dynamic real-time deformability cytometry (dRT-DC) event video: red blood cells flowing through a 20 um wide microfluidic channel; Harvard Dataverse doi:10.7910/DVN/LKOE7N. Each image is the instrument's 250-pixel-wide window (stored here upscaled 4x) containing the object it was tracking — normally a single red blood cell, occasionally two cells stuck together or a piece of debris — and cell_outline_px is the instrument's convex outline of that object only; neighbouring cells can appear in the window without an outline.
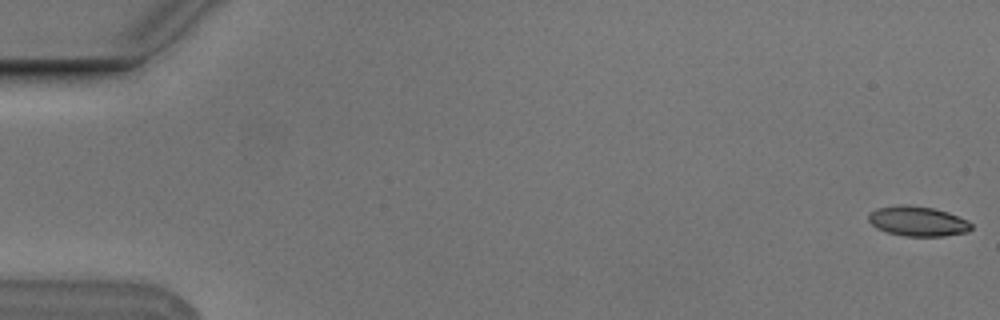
{"species": "Egyptian fruit bat (a non-hibernating species)", "species_latin": "Rousettus aegyptiacus", "temperature_condition": "cold", "stored_images_in_passage": 55, "camera_frame_rate_fps": 3000, "um_per_image_px": 0.085, "animal": {"sex": "male"}, "frame": {"image": 1, "passage_image": 1, "time_ms": 0.0, "image_size_px": [1000, 320], "cell_outline_px": [[972, 228], [968, 232], [944, 236], [908, 236], [888, 232], [872, 224], [868, 220], [868, 216], [876, 208], [896, 204], [908, 204], [932, 208], [948, 212], [968, 220], [972, 224]], "centroid_in_image_um": [78.04, 18.79], "position_along_channel_um": 7.0, "area_um2": 17.86}}
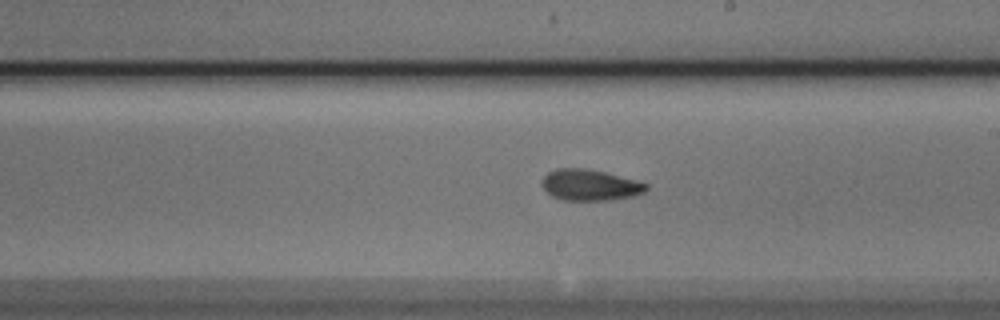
{"frame": {"image": 2, "passage_image": 32, "time_ms": 10.333, "image_size_px": [1000, 320], "cell_outline_px": [[648, 188], [644, 192], [632, 196], [608, 200], [564, 200], [552, 196], [540, 184], [544, 176], [548, 172], [556, 168], [584, 168], [604, 172], [636, 180], [648, 184]], "centroid_in_image_um": [50.13, 15.72], "position_along_channel_um": 238.9, "area_um2": 18.79}}
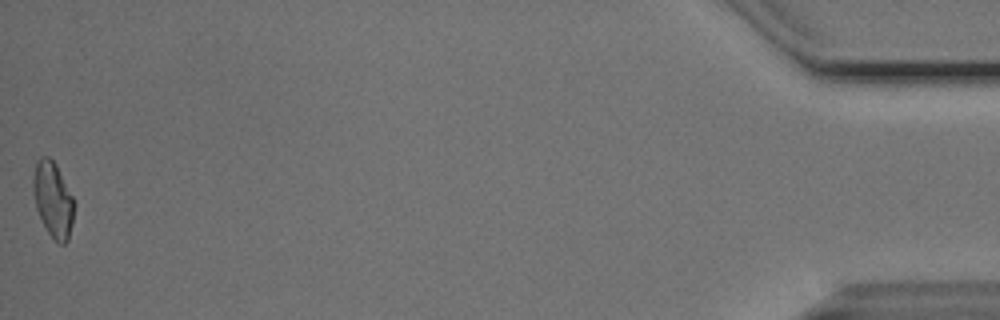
{"frame": {"image": 3, "passage_image": 55, "time_ms": 18.0, "image_size_px": [1000, 320], "cell_outline_px": [[76, 204], [72, 224], [68, 240], [64, 244], [60, 244], [48, 232], [36, 208], [32, 188], [32, 180], [36, 160], [40, 156], [48, 156], [56, 164]], "centroid_in_image_um": [4.51, 16.93], "position_along_channel_um": 430.7, "area_um2": 18.03}, "authors_computed_cell_mechanics": {"area_um2": 18.3226, "velocity_mm_per_s": 3.763, "shape_relaxation_time_tau1_ms": 7.9119, "shape_relaxation_time_tau2_ms": 3.947, "deformation_change_tau1": 0.165, "deformation_change_tau2": 0.1146}}